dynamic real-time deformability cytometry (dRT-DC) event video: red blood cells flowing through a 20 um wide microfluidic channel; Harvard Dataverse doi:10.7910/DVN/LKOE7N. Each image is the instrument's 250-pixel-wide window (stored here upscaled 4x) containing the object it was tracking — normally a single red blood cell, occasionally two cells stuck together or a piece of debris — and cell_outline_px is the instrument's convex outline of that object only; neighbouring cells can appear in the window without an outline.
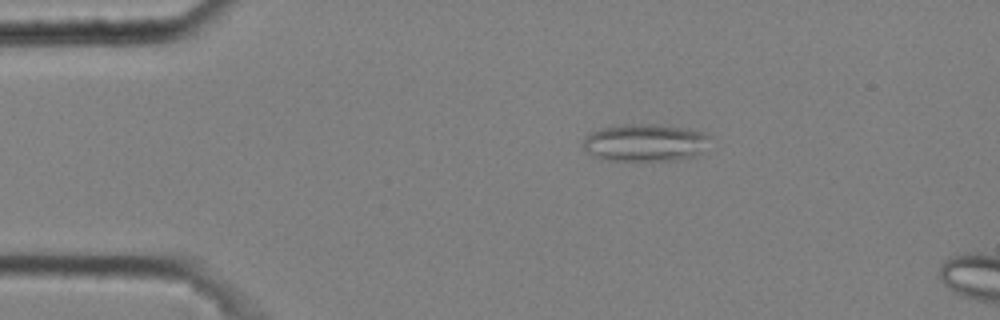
{"species": "common noctule bat (a hibernating species)", "species_latin": "Nyctalus noctula", "temperature_condition": "cold", "stored_images_in_passage": 17, "camera_frame_rate_fps": 3000, "um_per_image_px": 0.085, "animal": {"sex": "male", "body_mass_g": 20.4}, "frame": {"image": 1, "passage_image": 10, "time_ms": 3.0, "image_size_px": [1000, 320], "cell_outline_px": [[708, 136], [700, 152], [696, 156], [676, 160], [600, 160], [592, 156], [584, 148], [584, 136], [588, 132], [600, 128], [624, 124], [656, 124], [688, 128], [704, 132]], "centroid_in_image_um": [54.75, 12.12], "position_along_channel_um": 30.2, "area_um2": 27.69}}